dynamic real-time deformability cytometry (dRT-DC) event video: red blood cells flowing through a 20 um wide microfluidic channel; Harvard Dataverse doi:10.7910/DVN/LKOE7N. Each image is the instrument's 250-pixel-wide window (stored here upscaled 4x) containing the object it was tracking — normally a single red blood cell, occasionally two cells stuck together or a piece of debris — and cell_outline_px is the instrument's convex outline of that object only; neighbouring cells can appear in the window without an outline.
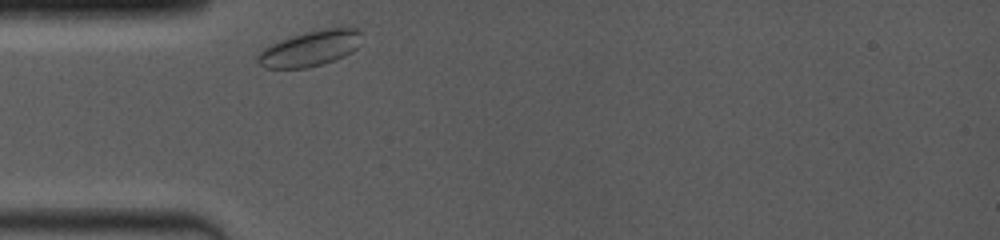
{"species": "common noctule bat (a hibernating species)", "species_latin": "Nyctalus noctula", "temperature_condition": "room temperature", "stored_images_in_passage": 10, "camera_frame_rate_fps": 4000, "um_per_image_px": 0.085, "animal": {"sex": "female", "body_mass_g": 19.0, "forearm_length_mm": 53.3}, "frame": {"image": 1, "passage_image": 1, "time_ms": 0.0, "image_size_px": [1000, 240], "cell_outline_px": [[360, 44], [352, 52], [344, 56], [308, 68], [264, 68], [256, 60], [256, 56], [264, 48], [280, 40], [304, 32], [324, 28], [348, 24], [356, 28], [360, 32]], "centroid_in_image_um": [26.4, 4.08], "position_along_channel_um": 58.6, "area_um2": 21.79}}
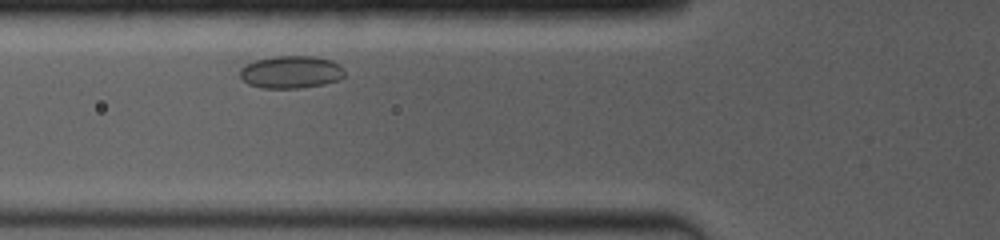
{"frame": {"image": 2, "passage_image": 9, "time_ms": 1.25, "image_size_px": [1000, 240], "cell_outline_px": [[344, 76], [340, 80], [324, 84], [300, 88], [260, 88], [248, 84], [240, 76], [240, 68], [244, 64], [256, 60], [276, 56], [312, 56], [332, 60], [340, 64], [344, 68]], "centroid_in_image_um": [24.75, 6.12], "position_along_channel_um": 101.0, "area_um2": 20.06}}